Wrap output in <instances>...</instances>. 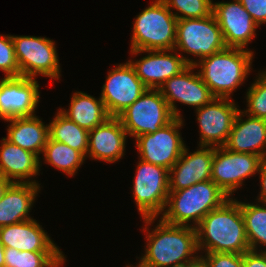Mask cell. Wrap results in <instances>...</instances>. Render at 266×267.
<instances>
[{
  "instance_id": "1",
  "label": "cell",
  "mask_w": 266,
  "mask_h": 267,
  "mask_svg": "<svg viewBox=\"0 0 266 267\" xmlns=\"http://www.w3.org/2000/svg\"><path fill=\"white\" fill-rule=\"evenodd\" d=\"M142 219L147 242L139 267H182L199 257L195 227L169 224L160 218L152 229L149 226L157 217Z\"/></svg>"
},
{
  "instance_id": "2",
  "label": "cell",
  "mask_w": 266,
  "mask_h": 267,
  "mask_svg": "<svg viewBox=\"0 0 266 267\" xmlns=\"http://www.w3.org/2000/svg\"><path fill=\"white\" fill-rule=\"evenodd\" d=\"M198 250L243 254L250 250L240 201L229 198L195 227Z\"/></svg>"
},
{
  "instance_id": "3",
  "label": "cell",
  "mask_w": 266,
  "mask_h": 267,
  "mask_svg": "<svg viewBox=\"0 0 266 267\" xmlns=\"http://www.w3.org/2000/svg\"><path fill=\"white\" fill-rule=\"evenodd\" d=\"M253 58L252 50L226 47L197 59L194 66L200 68L197 71L215 98L231 99L233 91L244 84L250 75Z\"/></svg>"
},
{
  "instance_id": "4",
  "label": "cell",
  "mask_w": 266,
  "mask_h": 267,
  "mask_svg": "<svg viewBox=\"0 0 266 267\" xmlns=\"http://www.w3.org/2000/svg\"><path fill=\"white\" fill-rule=\"evenodd\" d=\"M228 199L212 180H207L178 191H169L160 218L169 224L196 227L211 210L219 208Z\"/></svg>"
},
{
  "instance_id": "5",
  "label": "cell",
  "mask_w": 266,
  "mask_h": 267,
  "mask_svg": "<svg viewBox=\"0 0 266 267\" xmlns=\"http://www.w3.org/2000/svg\"><path fill=\"white\" fill-rule=\"evenodd\" d=\"M134 19L130 50L174 49L178 19L161 0H153Z\"/></svg>"
},
{
  "instance_id": "6",
  "label": "cell",
  "mask_w": 266,
  "mask_h": 267,
  "mask_svg": "<svg viewBox=\"0 0 266 267\" xmlns=\"http://www.w3.org/2000/svg\"><path fill=\"white\" fill-rule=\"evenodd\" d=\"M225 48L222 31L214 14L204 18L177 20L174 49L181 52L179 54L189 65H194L197 60L183 56L182 52L200 60Z\"/></svg>"
},
{
  "instance_id": "7",
  "label": "cell",
  "mask_w": 266,
  "mask_h": 267,
  "mask_svg": "<svg viewBox=\"0 0 266 267\" xmlns=\"http://www.w3.org/2000/svg\"><path fill=\"white\" fill-rule=\"evenodd\" d=\"M117 117L133 138L155 133L175 118L159 89H147Z\"/></svg>"
},
{
  "instance_id": "8",
  "label": "cell",
  "mask_w": 266,
  "mask_h": 267,
  "mask_svg": "<svg viewBox=\"0 0 266 267\" xmlns=\"http://www.w3.org/2000/svg\"><path fill=\"white\" fill-rule=\"evenodd\" d=\"M20 76L41 75L59 80L61 69L55 42L46 37L11 35Z\"/></svg>"
},
{
  "instance_id": "9",
  "label": "cell",
  "mask_w": 266,
  "mask_h": 267,
  "mask_svg": "<svg viewBox=\"0 0 266 267\" xmlns=\"http://www.w3.org/2000/svg\"><path fill=\"white\" fill-rule=\"evenodd\" d=\"M137 163L132 197L142 218H158L169 195V170L141 159Z\"/></svg>"
},
{
  "instance_id": "10",
  "label": "cell",
  "mask_w": 266,
  "mask_h": 267,
  "mask_svg": "<svg viewBox=\"0 0 266 267\" xmlns=\"http://www.w3.org/2000/svg\"><path fill=\"white\" fill-rule=\"evenodd\" d=\"M263 158L250 153H239L215 147L211 180L230 198L245 179L259 173Z\"/></svg>"
},
{
  "instance_id": "11",
  "label": "cell",
  "mask_w": 266,
  "mask_h": 267,
  "mask_svg": "<svg viewBox=\"0 0 266 267\" xmlns=\"http://www.w3.org/2000/svg\"><path fill=\"white\" fill-rule=\"evenodd\" d=\"M184 125L182 118H174L155 133L135 138L139 159L164 167L168 170L178 161L185 145L179 129Z\"/></svg>"
},
{
  "instance_id": "12",
  "label": "cell",
  "mask_w": 266,
  "mask_h": 267,
  "mask_svg": "<svg viewBox=\"0 0 266 267\" xmlns=\"http://www.w3.org/2000/svg\"><path fill=\"white\" fill-rule=\"evenodd\" d=\"M108 71L100 98L110 116L117 117L132 105L148 88L139 79L129 61Z\"/></svg>"
},
{
  "instance_id": "13",
  "label": "cell",
  "mask_w": 266,
  "mask_h": 267,
  "mask_svg": "<svg viewBox=\"0 0 266 267\" xmlns=\"http://www.w3.org/2000/svg\"><path fill=\"white\" fill-rule=\"evenodd\" d=\"M239 106L229 98H214L209 104L196 108L200 146L223 147L233 127Z\"/></svg>"
},
{
  "instance_id": "14",
  "label": "cell",
  "mask_w": 266,
  "mask_h": 267,
  "mask_svg": "<svg viewBox=\"0 0 266 267\" xmlns=\"http://www.w3.org/2000/svg\"><path fill=\"white\" fill-rule=\"evenodd\" d=\"M196 67L189 65L180 74L171 77L160 88L163 98L176 118H182L175 102L200 108L209 104L215 97L203 82L200 74L194 72Z\"/></svg>"
},
{
  "instance_id": "15",
  "label": "cell",
  "mask_w": 266,
  "mask_h": 267,
  "mask_svg": "<svg viewBox=\"0 0 266 267\" xmlns=\"http://www.w3.org/2000/svg\"><path fill=\"white\" fill-rule=\"evenodd\" d=\"M36 78L7 77L0 79V119L35 116L40 102Z\"/></svg>"
},
{
  "instance_id": "16",
  "label": "cell",
  "mask_w": 266,
  "mask_h": 267,
  "mask_svg": "<svg viewBox=\"0 0 266 267\" xmlns=\"http://www.w3.org/2000/svg\"><path fill=\"white\" fill-rule=\"evenodd\" d=\"M168 52V53H167ZM132 56L147 53L140 60H128L148 89H159L171 77L180 74L189 64L175 49L130 50Z\"/></svg>"
},
{
  "instance_id": "17",
  "label": "cell",
  "mask_w": 266,
  "mask_h": 267,
  "mask_svg": "<svg viewBox=\"0 0 266 267\" xmlns=\"http://www.w3.org/2000/svg\"><path fill=\"white\" fill-rule=\"evenodd\" d=\"M213 14L222 31L226 47L248 49L259 27L239 0L213 3Z\"/></svg>"
},
{
  "instance_id": "18",
  "label": "cell",
  "mask_w": 266,
  "mask_h": 267,
  "mask_svg": "<svg viewBox=\"0 0 266 267\" xmlns=\"http://www.w3.org/2000/svg\"><path fill=\"white\" fill-rule=\"evenodd\" d=\"M189 153L184 147L178 161L169 170V191H178L211 180L215 147L200 146Z\"/></svg>"
},
{
  "instance_id": "19",
  "label": "cell",
  "mask_w": 266,
  "mask_h": 267,
  "mask_svg": "<svg viewBox=\"0 0 266 267\" xmlns=\"http://www.w3.org/2000/svg\"><path fill=\"white\" fill-rule=\"evenodd\" d=\"M128 135L118 117L111 116L89 131L86 158L116 163L124 157Z\"/></svg>"
},
{
  "instance_id": "20",
  "label": "cell",
  "mask_w": 266,
  "mask_h": 267,
  "mask_svg": "<svg viewBox=\"0 0 266 267\" xmlns=\"http://www.w3.org/2000/svg\"><path fill=\"white\" fill-rule=\"evenodd\" d=\"M223 147L266 159V119L250 116L240 109Z\"/></svg>"
},
{
  "instance_id": "21",
  "label": "cell",
  "mask_w": 266,
  "mask_h": 267,
  "mask_svg": "<svg viewBox=\"0 0 266 267\" xmlns=\"http://www.w3.org/2000/svg\"><path fill=\"white\" fill-rule=\"evenodd\" d=\"M0 146L1 176L13 183L41 185L33 180L40 175V158L36 154L11 143L5 137L2 138Z\"/></svg>"
},
{
  "instance_id": "22",
  "label": "cell",
  "mask_w": 266,
  "mask_h": 267,
  "mask_svg": "<svg viewBox=\"0 0 266 267\" xmlns=\"http://www.w3.org/2000/svg\"><path fill=\"white\" fill-rule=\"evenodd\" d=\"M0 242L18 251H61L36 219L1 227Z\"/></svg>"
},
{
  "instance_id": "23",
  "label": "cell",
  "mask_w": 266,
  "mask_h": 267,
  "mask_svg": "<svg viewBox=\"0 0 266 267\" xmlns=\"http://www.w3.org/2000/svg\"><path fill=\"white\" fill-rule=\"evenodd\" d=\"M40 190L33 183H12L0 200V228L33 219L29 212Z\"/></svg>"
},
{
  "instance_id": "24",
  "label": "cell",
  "mask_w": 266,
  "mask_h": 267,
  "mask_svg": "<svg viewBox=\"0 0 266 267\" xmlns=\"http://www.w3.org/2000/svg\"><path fill=\"white\" fill-rule=\"evenodd\" d=\"M9 122L6 139L13 144L36 154L40 158L49 139V127L38 116L12 118Z\"/></svg>"
},
{
  "instance_id": "25",
  "label": "cell",
  "mask_w": 266,
  "mask_h": 267,
  "mask_svg": "<svg viewBox=\"0 0 266 267\" xmlns=\"http://www.w3.org/2000/svg\"><path fill=\"white\" fill-rule=\"evenodd\" d=\"M70 99L68 109L59 108V111L69 120L88 131L111 117L100 96L95 98L82 91H76Z\"/></svg>"
},
{
  "instance_id": "26",
  "label": "cell",
  "mask_w": 266,
  "mask_h": 267,
  "mask_svg": "<svg viewBox=\"0 0 266 267\" xmlns=\"http://www.w3.org/2000/svg\"><path fill=\"white\" fill-rule=\"evenodd\" d=\"M55 114V117L48 124L49 138L67 144L86 157L89 131L69 120L59 110Z\"/></svg>"
},
{
  "instance_id": "27",
  "label": "cell",
  "mask_w": 266,
  "mask_h": 267,
  "mask_svg": "<svg viewBox=\"0 0 266 267\" xmlns=\"http://www.w3.org/2000/svg\"><path fill=\"white\" fill-rule=\"evenodd\" d=\"M255 203L240 201L241 212L245 221L246 237L250 250L266 251V204L260 201Z\"/></svg>"
},
{
  "instance_id": "28",
  "label": "cell",
  "mask_w": 266,
  "mask_h": 267,
  "mask_svg": "<svg viewBox=\"0 0 266 267\" xmlns=\"http://www.w3.org/2000/svg\"><path fill=\"white\" fill-rule=\"evenodd\" d=\"M42 158L54 168L62 171L67 176L76 175L77 170L85 162L86 157L76 149L69 147L67 144L48 139L43 152Z\"/></svg>"
},
{
  "instance_id": "29",
  "label": "cell",
  "mask_w": 266,
  "mask_h": 267,
  "mask_svg": "<svg viewBox=\"0 0 266 267\" xmlns=\"http://www.w3.org/2000/svg\"><path fill=\"white\" fill-rule=\"evenodd\" d=\"M5 267H62L66 257L62 251H18L4 247Z\"/></svg>"
},
{
  "instance_id": "30",
  "label": "cell",
  "mask_w": 266,
  "mask_h": 267,
  "mask_svg": "<svg viewBox=\"0 0 266 267\" xmlns=\"http://www.w3.org/2000/svg\"><path fill=\"white\" fill-rule=\"evenodd\" d=\"M178 19L204 18L213 14V0H161ZM176 10L177 12H173ZM180 13V14H179Z\"/></svg>"
},
{
  "instance_id": "31",
  "label": "cell",
  "mask_w": 266,
  "mask_h": 267,
  "mask_svg": "<svg viewBox=\"0 0 266 267\" xmlns=\"http://www.w3.org/2000/svg\"><path fill=\"white\" fill-rule=\"evenodd\" d=\"M259 72L257 79L246 92V107L248 108L242 111L250 116L266 119V69Z\"/></svg>"
},
{
  "instance_id": "32",
  "label": "cell",
  "mask_w": 266,
  "mask_h": 267,
  "mask_svg": "<svg viewBox=\"0 0 266 267\" xmlns=\"http://www.w3.org/2000/svg\"><path fill=\"white\" fill-rule=\"evenodd\" d=\"M0 71L5 78L20 76L11 35H0Z\"/></svg>"
},
{
  "instance_id": "33",
  "label": "cell",
  "mask_w": 266,
  "mask_h": 267,
  "mask_svg": "<svg viewBox=\"0 0 266 267\" xmlns=\"http://www.w3.org/2000/svg\"><path fill=\"white\" fill-rule=\"evenodd\" d=\"M208 267H243V254L208 252L200 255Z\"/></svg>"
},
{
  "instance_id": "34",
  "label": "cell",
  "mask_w": 266,
  "mask_h": 267,
  "mask_svg": "<svg viewBox=\"0 0 266 267\" xmlns=\"http://www.w3.org/2000/svg\"><path fill=\"white\" fill-rule=\"evenodd\" d=\"M239 1L259 27L266 23V0Z\"/></svg>"
},
{
  "instance_id": "35",
  "label": "cell",
  "mask_w": 266,
  "mask_h": 267,
  "mask_svg": "<svg viewBox=\"0 0 266 267\" xmlns=\"http://www.w3.org/2000/svg\"><path fill=\"white\" fill-rule=\"evenodd\" d=\"M243 267H266V251L248 250L243 253Z\"/></svg>"
},
{
  "instance_id": "36",
  "label": "cell",
  "mask_w": 266,
  "mask_h": 267,
  "mask_svg": "<svg viewBox=\"0 0 266 267\" xmlns=\"http://www.w3.org/2000/svg\"><path fill=\"white\" fill-rule=\"evenodd\" d=\"M258 174L261 190L255 200L266 204V159L263 160Z\"/></svg>"
},
{
  "instance_id": "37",
  "label": "cell",
  "mask_w": 266,
  "mask_h": 267,
  "mask_svg": "<svg viewBox=\"0 0 266 267\" xmlns=\"http://www.w3.org/2000/svg\"><path fill=\"white\" fill-rule=\"evenodd\" d=\"M13 182L3 176L0 175V200L2 199V197L4 196L6 190L9 188V186L12 184Z\"/></svg>"
},
{
  "instance_id": "38",
  "label": "cell",
  "mask_w": 266,
  "mask_h": 267,
  "mask_svg": "<svg viewBox=\"0 0 266 267\" xmlns=\"http://www.w3.org/2000/svg\"><path fill=\"white\" fill-rule=\"evenodd\" d=\"M182 267H208L205 260L199 256L196 260L183 265Z\"/></svg>"
},
{
  "instance_id": "39",
  "label": "cell",
  "mask_w": 266,
  "mask_h": 267,
  "mask_svg": "<svg viewBox=\"0 0 266 267\" xmlns=\"http://www.w3.org/2000/svg\"><path fill=\"white\" fill-rule=\"evenodd\" d=\"M4 245L0 242V267H5Z\"/></svg>"
},
{
  "instance_id": "40",
  "label": "cell",
  "mask_w": 266,
  "mask_h": 267,
  "mask_svg": "<svg viewBox=\"0 0 266 267\" xmlns=\"http://www.w3.org/2000/svg\"><path fill=\"white\" fill-rule=\"evenodd\" d=\"M125 267H139L138 265H137V263H136V266H133L132 264L131 265H126Z\"/></svg>"
}]
</instances>
